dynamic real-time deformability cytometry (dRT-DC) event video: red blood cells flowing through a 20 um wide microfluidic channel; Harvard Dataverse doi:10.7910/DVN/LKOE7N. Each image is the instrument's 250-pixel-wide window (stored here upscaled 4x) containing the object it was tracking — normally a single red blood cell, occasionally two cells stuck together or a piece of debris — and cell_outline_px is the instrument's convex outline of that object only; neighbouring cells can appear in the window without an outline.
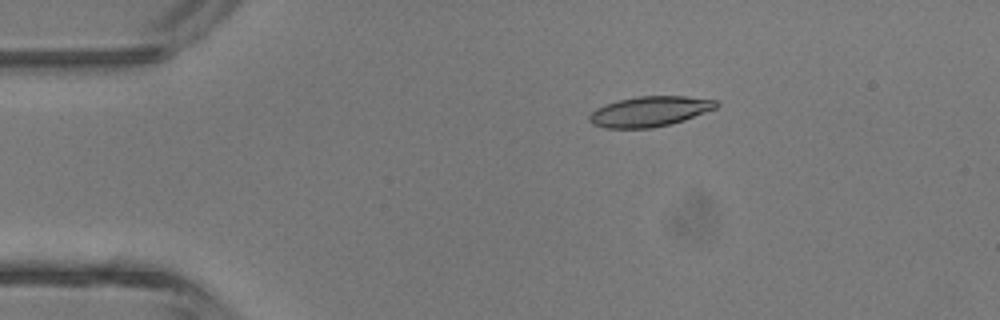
{"species": "common noctule bat (a hibernating species)", "species_latin": "Nyctalus noctula", "temperature_condition": "room temperature", "stored_images_in_passage": 2, "camera_frame_rate_fps": 3000, "um_per_image_px": 0.085, "animal": {"sex": "male", "body_mass_g": 13.3}, "frame": {"image": 1, "passage_image": 1, "time_ms": 0.0, "image_size_px": [1000, 320], "cell_outline_px": [[720, 104], [716, 108], [684, 120], [672, 124], [652, 128], [604, 128], [592, 124], [588, 120], [588, 116], [596, 108], [604, 104], [620, 100], [640, 96], [688, 96], [716, 100]], "centroid_in_image_um": [55.22, 9.48], "position_along_channel_um": 29.8, "area_um2": 22.43}}